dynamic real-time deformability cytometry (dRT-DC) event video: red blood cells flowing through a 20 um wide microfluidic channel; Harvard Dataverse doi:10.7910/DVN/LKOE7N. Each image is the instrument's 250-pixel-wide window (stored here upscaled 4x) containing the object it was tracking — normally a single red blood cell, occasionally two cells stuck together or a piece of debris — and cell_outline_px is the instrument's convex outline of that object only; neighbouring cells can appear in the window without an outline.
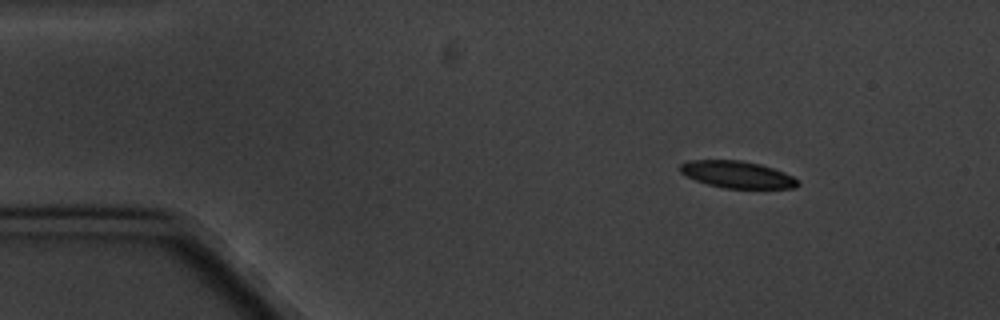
{"species": "common noctule bat (a hibernating species)", "species_latin": "Nyctalus noctula", "temperature_condition": "cold", "stored_images_in_passage": 5, "camera_frame_rate_fps": 3000, "um_per_image_px": 0.085, "animal": {"sex": "male", "body_mass_g": 20.1, "forearm_length_mm": 53.5}, "frame": {"image": 1, "passage_image": 2, "time_ms": 1.333, "image_size_px": [1000, 320], "cell_outline_px": [[800, 184], [796, 188], [724, 188], [708, 184], [696, 180], [680, 172], [680, 164], [688, 160], [740, 160], [760, 164], [784, 172], [800, 180]], "centroid_in_image_um": [62.69, 14.83], "position_along_channel_um": 22.3, "area_um2": 18.44}}